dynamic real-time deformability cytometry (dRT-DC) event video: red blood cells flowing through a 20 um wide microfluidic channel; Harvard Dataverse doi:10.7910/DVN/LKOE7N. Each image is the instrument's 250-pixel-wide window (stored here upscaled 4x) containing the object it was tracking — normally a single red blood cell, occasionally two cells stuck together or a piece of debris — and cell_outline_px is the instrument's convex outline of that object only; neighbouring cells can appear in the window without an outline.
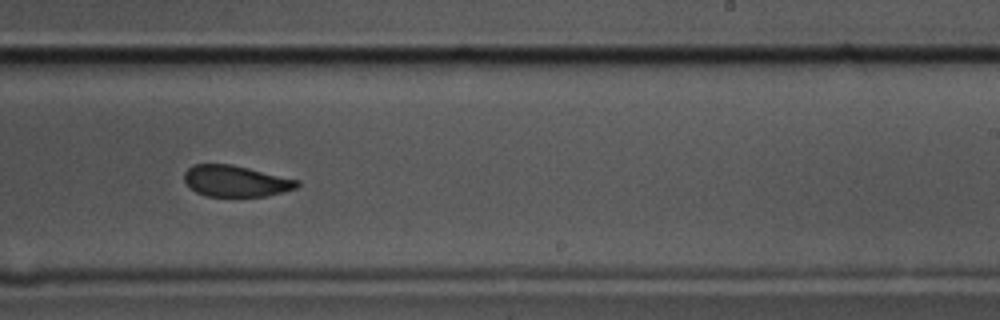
{"species": "common noctule bat (a hibernating species)", "species_latin": "Nyctalus noctula", "temperature_condition": "cold", "stored_images_in_passage": 16, "camera_frame_rate_fps": 3000, "um_per_image_px": 0.085, "animal": {"sex": "male", "body_mass_g": 17.5, "forearm_length_mm": 52.3}, "frame": {"image": 1, "passage_image": 10, "time_ms": 3.0, "image_size_px": [1000, 320], "cell_outline_px": [[300, 184], [296, 188], [264, 196], [204, 196], [196, 192], [184, 180], [184, 172], [192, 164], [232, 164], [300, 180]], "centroid_in_image_um": [20.02, 15.38], "position_along_channel_um": 269.0, "area_um2": 20.46}}
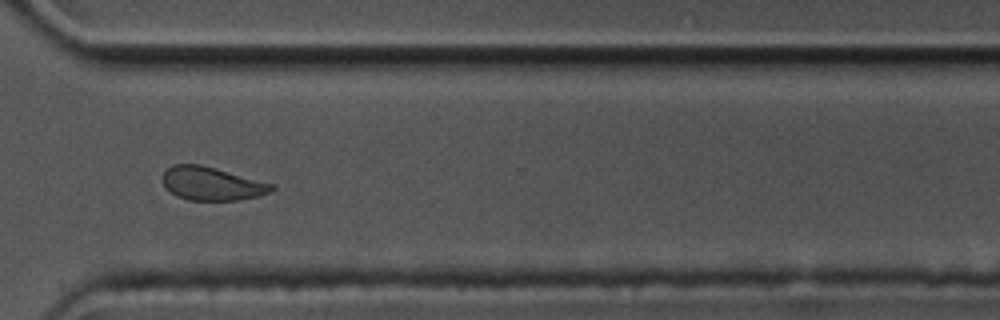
{"frame": {"image": 2, "passage_image": 12, "time_ms": 3.667, "image_size_px": [1000, 320], "cell_outline_px": [[276, 188], [272, 192], [256, 196], [236, 200], [188, 200], [176, 196], [168, 192], [164, 188], [164, 172], [172, 164], [200, 164], [216, 168], [276, 184]], "centroid_in_image_um": [18.02, 15.61], "position_along_channel_um": 352.6, "area_um2": 21.39}}